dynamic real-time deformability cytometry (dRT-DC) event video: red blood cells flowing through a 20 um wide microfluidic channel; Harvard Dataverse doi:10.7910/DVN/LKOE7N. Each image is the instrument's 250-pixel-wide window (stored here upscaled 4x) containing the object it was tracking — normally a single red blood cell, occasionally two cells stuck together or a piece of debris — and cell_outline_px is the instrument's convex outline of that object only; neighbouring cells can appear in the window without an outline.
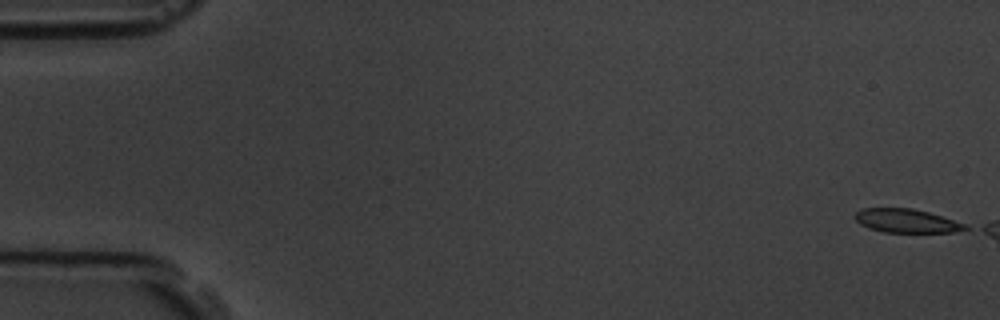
{"species": "common noctule bat (a hibernating species)", "species_latin": "Nyctalus noctula", "temperature_condition": "room temperature", "stored_images_in_passage": 7, "camera_frame_rate_fps": 3000, "um_per_image_px": 0.085, "animal": {"sex": "male", "body_mass_g": 19.5, "forearm_length_mm": 54.6}, "frame": {"image": 1, "passage_image": 1, "time_ms": 0.0, "image_size_px": [1000, 320], "cell_outline_px": [[968, 228], [952, 232], [884, 232], [868, 228], [860, 224], [856, 220], [856, 212], [864, 208], [912, 208], [928, 212], [968, 224]], "centroid_in_image_um": [77.06, 18.77], "position_along_channel_um": 7.9, "area_um2": 15.09}}